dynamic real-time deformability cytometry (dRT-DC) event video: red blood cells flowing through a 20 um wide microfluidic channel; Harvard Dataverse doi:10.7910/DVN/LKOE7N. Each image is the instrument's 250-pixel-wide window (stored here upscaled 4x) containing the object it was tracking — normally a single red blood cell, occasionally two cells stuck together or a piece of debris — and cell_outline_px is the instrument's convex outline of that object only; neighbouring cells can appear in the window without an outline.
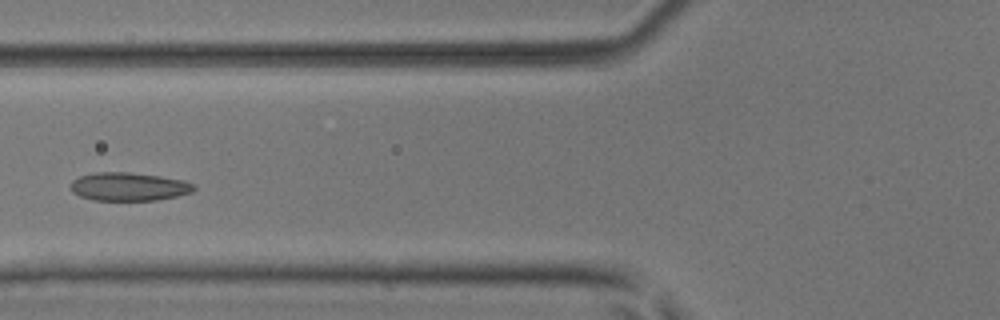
{"species": "common noctule bat (a hibernating species)", "species_latin": "Nyctalus noctula", "temperature_condition": "room temperature", "stored_images_in_passage": 6, "camera_frame_rate_fps": 3000, "um_per_image_px": 0.085, "animal": {"sex": "male", "body_mass_g": 17.9, "forearm_length_mm": 54.2}, "frame": {"image": 1, "passage_image": 5, "time_ms": 1.333, "image_size_px": [1000, 320], "cell_outline_px": [[196, 188], [192, 192], [176, 196], [156, 200], [92, 200], [80, 196], [72, 192], [72, 180], [80, 176], [96, 172], [128, 172], [160, 176], [184, 180], [196, 184]], "centroid_in_image_um": [10.97, 15.86], "position_along_channel_um": 114.8, "area_um2": 20.35}}
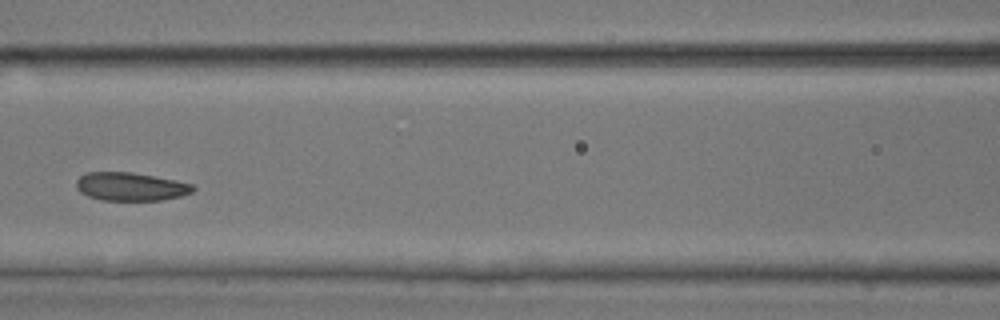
{"frame": {"image": 2, "passage_image": 6, "time_ms": 1.667, "image_size_px": [1000, 320], "cell_outline_px": [[196, 188], [192, 192], [184, 196], [160, 200], [100, 200], [88, 196], [80, 192], [76, 188], [76, 180], [80, 176], [88, 172], [132, 172], [192, 184]], "centroid_in_image_um": [11.09, 15.87], "position_along_channel_um": 155.5, "area_um2": 19.19}}